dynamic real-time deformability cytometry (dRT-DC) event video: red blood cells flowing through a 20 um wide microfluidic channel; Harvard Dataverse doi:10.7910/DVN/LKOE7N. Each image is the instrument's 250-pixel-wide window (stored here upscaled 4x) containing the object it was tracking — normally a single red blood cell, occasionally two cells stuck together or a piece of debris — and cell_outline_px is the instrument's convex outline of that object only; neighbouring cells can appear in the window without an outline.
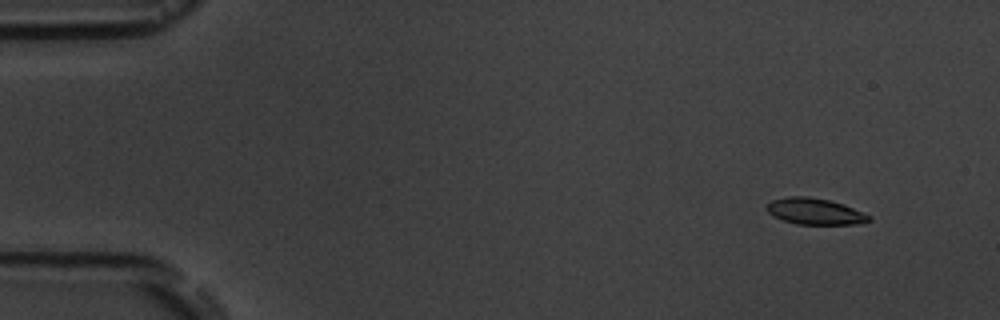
{"species": "common noctule bat (a hibernating species)", "species_latin": "Nyctalus noctula", "temperature_condition": "room temperature", "stored_images_in_passage": 5, "camera_frame_rate_fps": 3000, "um_per_image_px": 0.085, "animal": {"sex": "male", "body_mass_g": 19.5, "forearm_length_mm": 54.6}, "frame": {"image": 1, "passage_image": 1, "time_ms": 0.0, "image_size_px": [1000, 320], "cell_outline_px": [[872, 220], [856, 224], [796, 224], [772, 216], [764, 208], [764, 204], [772, 200], [788, 196], [808, 196], [828, 200], [844, 204], [872, 216]], "centroid_in_image_um": [69.23, 17.96], "position_along_channel_um": 15.8, "area_um2": 15.84}}